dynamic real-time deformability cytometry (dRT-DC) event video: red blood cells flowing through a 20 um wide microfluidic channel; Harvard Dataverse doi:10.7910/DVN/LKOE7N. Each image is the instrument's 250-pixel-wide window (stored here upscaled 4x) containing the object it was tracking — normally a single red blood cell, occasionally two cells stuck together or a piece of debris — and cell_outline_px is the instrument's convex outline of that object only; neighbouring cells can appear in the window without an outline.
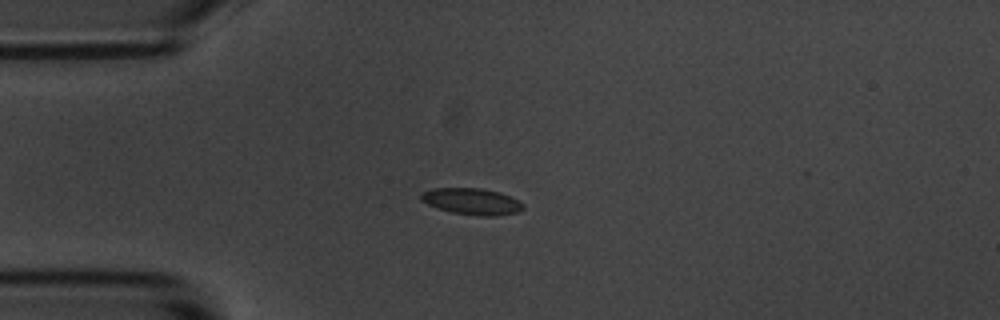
{"species": "common noctule bat (a hibernating species)", "species_latin": "Nyctalus noctula", "temperature_condition": "room temperature", "stored_images_in_passage": 14, "camera_frame_rate_fps": 3000, "um_per_image_px": 0.085, "animal": {"sex": "male", "body_mass_g": 20.1, "forearm_length_mm": 53.5}, "frame": {"image": 1, "passage_image": 3, "time_ms": 3.0, "image_size_px": [1000, 320], "cell_outline_px": [[524, 208], [516, 212], [496, 216], [480, 216], [452, 212], [428, 204], [420, 200], [420, 196], [424, 192], [432, 188], [480, 188], [500, 192], [524, 204]], "centroid_in_image_um": [40.1, 17.12], "position_along_channel_um": 44.9, "area_um2": 15.49}}
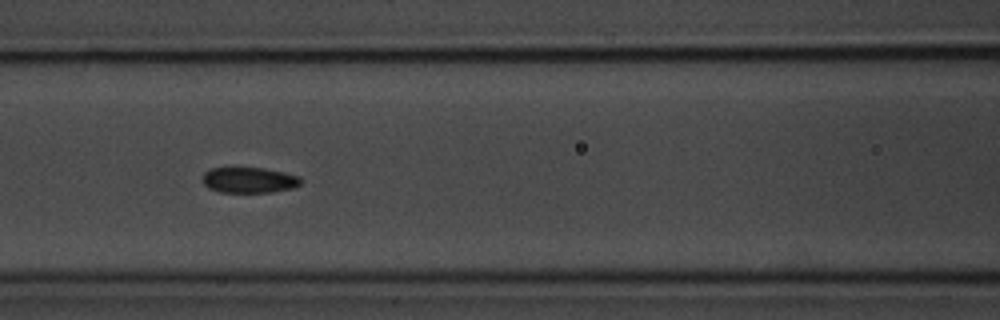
{"frame": {"image": 2, "passage_image": 6, "time_ms": 6.333, "image_size_px": [1000, 320], "cell_outline_px": [[300, 184], [292, 188], [272, 192], [220, 192], [208, 188], [204, 184], [204, 172], [212, 168], [264, 168], [284, 172], [300, 176]], "centroid_in_image_um": [21.18, 15.31], "position_along_channel_um": 145.4, "area_um2": 14.57}}
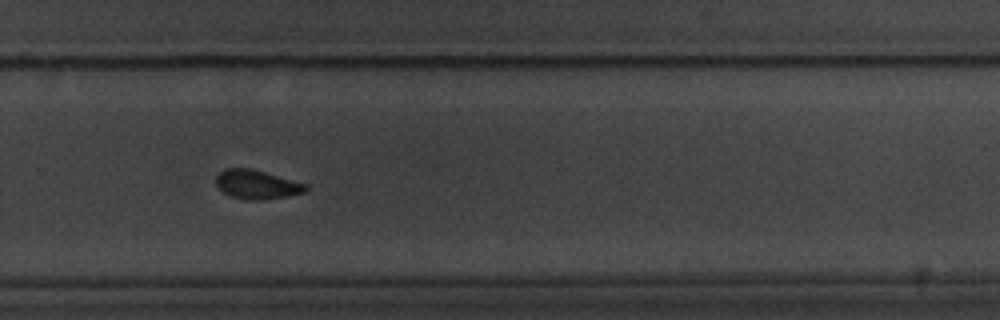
{"frame": {"image": 3, "passage_image": 10, "time_ms": 11.0, "image_size_px": [1000, 320], "cell_outline_px": [[308, 188], [304, 192], [284, 196], [260, 200], [252, 200], [232, 196], [224, 192], [216, 184], [216, 176], [224, 168], [252, 168], [308, 184]], "centroid_in_image_um": [21.83, 15.66], "position_along_channel_um": 308.0, "area_um2": 14.97}, "authors_computed_cell_mechanics": {"area_um2": 14.9413, "velocity_mm_per_s": 3.4992, "shape_relaxation_time_tau1_ms": 8.929, "shape_relaxation_time_tau2_ms": 3.8639, "deformation_change_tau1": 0.1068, "deformation_change_tau2": 0.0616}}